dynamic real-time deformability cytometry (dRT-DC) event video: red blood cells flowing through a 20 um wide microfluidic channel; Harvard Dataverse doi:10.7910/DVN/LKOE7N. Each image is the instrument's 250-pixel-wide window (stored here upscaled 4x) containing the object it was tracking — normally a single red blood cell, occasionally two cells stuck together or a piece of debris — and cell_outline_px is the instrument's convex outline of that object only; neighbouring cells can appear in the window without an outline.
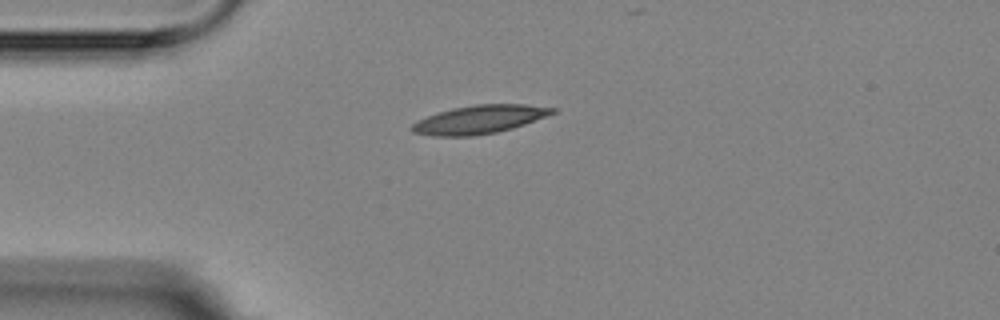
{"species": "Egyptian fruit bat (a non-hibernating species)", "species_latin": "Rousettus aegyptiacus", "temperature_condition": "room temperature", "stored_images_in_passage": 13, "camera_frame_rate_fps": 3000, "um_per_image_px": 0.085, "animal": {"sex": "female"}, "frame": {"image": 1, "passage_image": 1, "time_ms": 0.0, "image_size_px": [1000, 320], "cell_outline_px": [[556, 112], [524, 124], [512, 128], [496, 132], [472, 136], [432, 136], [412, 132], [412, 124], [428, 116], [452, 108], [476, 104], [524, 104], [556, 108]], "centroid_in_image_um": [40.75, 10.15], "position_along_channel_um": 44.2, "area_um2": 22.89}}
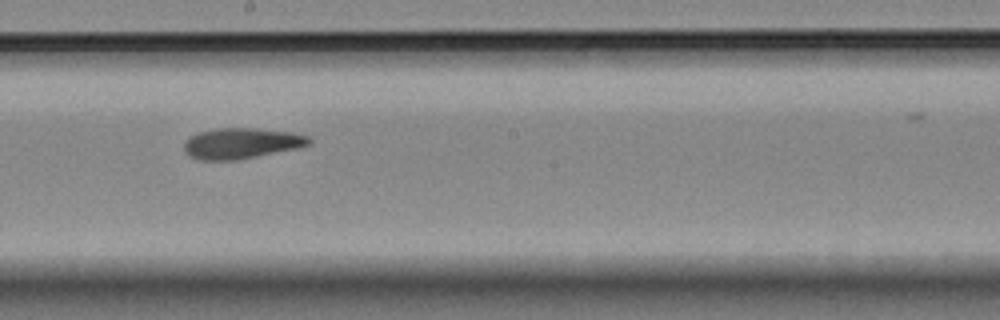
{"frame": {"image": 2, "passage_image": 6, "time_ms": 5.667, "image_size_px": [1000, 320], "cell_outline_px": [[312, 140], [308, 144], [296, 148], [236, 160], [200, 160], [188, 156], [184, 152], [184, 140], [188, 136], [200, 132], [216, 128], [256, 128], [292, 132], [308, 136]], "centroid_in_image_um": [20.45, 12.17], "position_along_channel_um": 227.7, "area_um2": 22.37}}
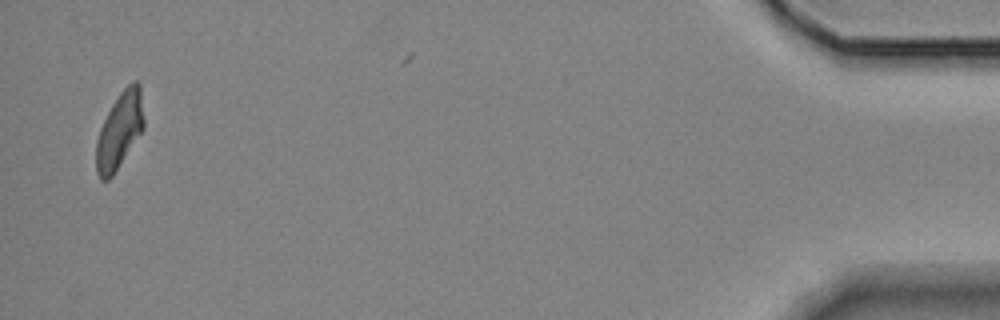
{"frame": {"image": 3, "passage_image": 13, "time_ms": 13.667, "image_size_px": [1000, 320], "cell_outline_px": [[144, 128], [112, 176], [108, 180], [100, 180], [96, 172], [96, 140], [100, 128], [112, 104], [120, 92], [132, 80], [136, 80], [140, 84], [144, 120]], "centroid_in_image_um": [10.16, 11.08], "position_along_channel_um": 425.0, "area_um2": 21.1}, "authors_computed_cell_mechanics": {"area_um2": 22.3686, "velocity_mm_per_s": 3.5401, "shape_relaxation_time_tau1_ms": null, "shape_relaxation_time_tau2_ms": 6.5266, "deformation_change_tau1": null, "deformation_change_tau2": 0.1403}}